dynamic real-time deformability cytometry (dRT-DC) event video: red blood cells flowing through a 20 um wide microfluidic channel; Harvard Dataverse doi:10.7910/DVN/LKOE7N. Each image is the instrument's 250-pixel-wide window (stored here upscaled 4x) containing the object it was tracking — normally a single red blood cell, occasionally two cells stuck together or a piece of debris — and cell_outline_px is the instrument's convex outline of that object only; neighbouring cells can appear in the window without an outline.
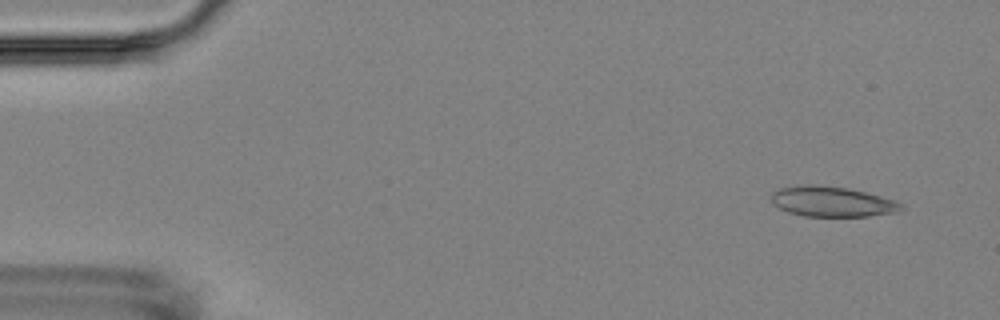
{"species": "Egyptian fruit bat (a non-hibernating species)", "species_latin": "Rousettus aegyptiacus", "temperature_condition": "room temperature", "stored_images_in_passage": 5, "camera_frame_rate_fps": 3000, "um_per_image_px": 0.085, "animal": {"sex": "female"}, "frame": {"image": 1, "passage_image": 2, "time_ms": 1.0, "image_size_px": [1000, 320], "cell_outline_px": [[904, 208], [892, 212], [868, 216], [804, 216], [788, 212], [772, 204], [772, 192], [780, 188], [808, 184], [816, 184], [848, 188], [896, 200], [904, 204]], "centroid_in_image_um": [70.71, 17.13], "position_along_channel_um": 14.3, "area_um2": 22.77}}
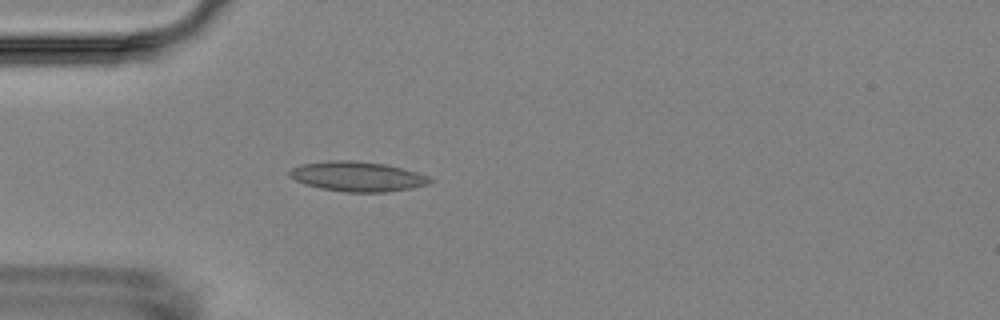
{"frame": {"image": 2, "passage_image": 5, "time_ms": 5.0, "image_size_px": [1000, 320], "cell_outline_px": [[436, 180], [428, 184], [412, 188], [388, 192], [344, 192], [320, 188], [304, 184], [288, 176], [288, 172], [292, 168], [300, 164], [328, 160], [352, 160], [384, 164], [416, 172], [428, 176]], "centroid_in_image_um": [30.36, 15.0], "position_along_channel_um": 54.6, "area_um2": 24.57}}